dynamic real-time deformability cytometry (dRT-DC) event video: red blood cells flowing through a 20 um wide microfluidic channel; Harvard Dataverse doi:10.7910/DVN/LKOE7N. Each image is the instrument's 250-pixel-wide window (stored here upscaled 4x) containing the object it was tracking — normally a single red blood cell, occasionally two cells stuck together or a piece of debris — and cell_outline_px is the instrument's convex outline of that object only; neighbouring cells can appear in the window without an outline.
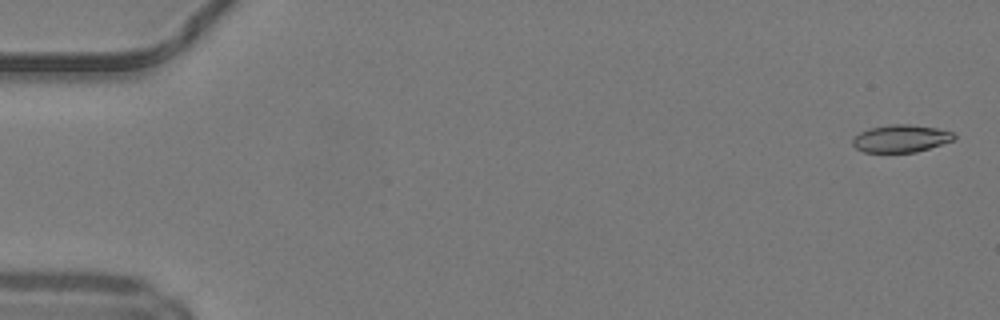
{"species": "common noctule bat (a hibernating species)", "species_latin": "Nyctalus noctula", "temperature_condition": "warm", "stored_images_in_passage": 50, "camera_frame_rate_fps": 3000, "um_per_image_px": 0.085, "animal": {"sex": "male", "body_mass_g": 19.2, "forearm_length_mm": 51.8}, "frame": {"image": 1, "passage_image": 2, "time_ms": 0.333, "image_size_px": [1000, 320], "cell_outline_px": [[956, 136], [952, 140], [916, 152], [864, 152], [856, 148], [852, 144], [852, 140], [860, 132], [868, 128], [892, 124], [908, 124], [936, 128], [952, 132]], "centroid_in_image_um": [76.54, 11.77], "position_along_channel_um": 8.5, "area_um2": 16.01}}
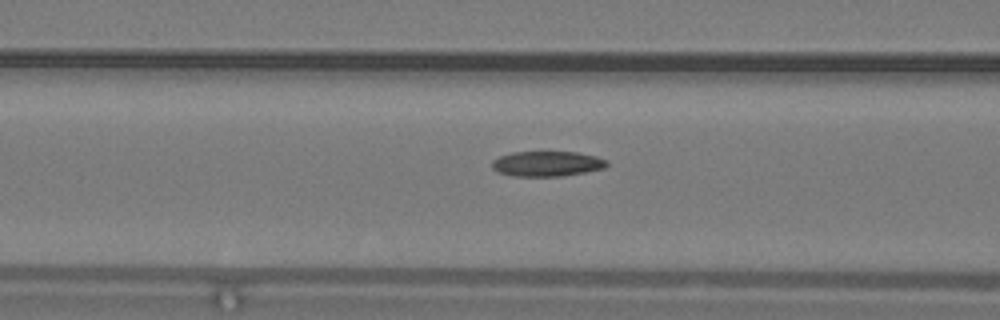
{"frame": {"image": 2, "passage_image": 21, "time_ms": 6.667, "image_size_px": [1000, 320], "cell_outline_px": [[608, 164], [604, 168], [584, 172], [560, 176], [512, 176], [496, 172], [492, 168], [492, 160], [500, 156], [512, 152], [576, 152], [596, 156], [608, 160]], "centroid_in_image_um": [46.47, 13.92], "position_along_channel_um": 120.1, "area_um2": 16.88}}
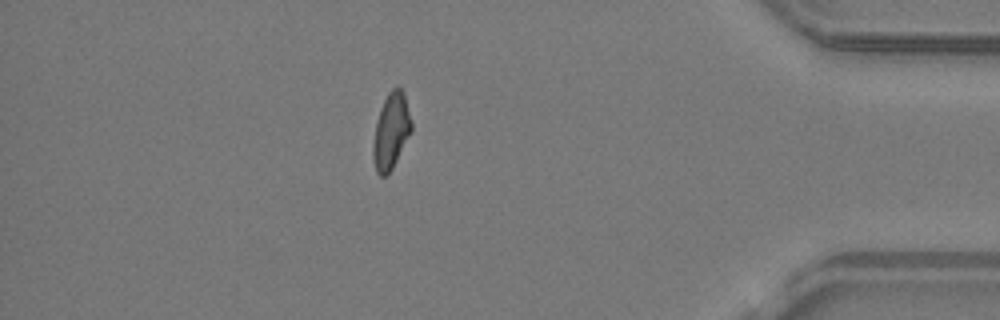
{"frame": {"image": 3, "passage_image": 44, "time_ms": 14.333, "image_size_px": [1000, 320], "cell_outline_px": [[412, 132], [392, 168], [384, 176], [380, 176], [376, 172], [372, 160], [372, 144], [376, 124], [380, 108], [388, 92], [396, 84], [404, 92], [412, 124]], "centroid_in_image_um": [33.23, 11.13], "position_along_channel_um": 402.0, "area_um2": 17.11}, "authors_computed_cell_mechanics": {"area_um2": 16.9065, "velocity_mm_per_s": 4.2084, "shape_relaxation_time_tau1_ms": null, "shape_relaxation_time_tau2_ms": 7.2765, "deformation_change_tau1": null, "deformation_change_tau2": 0.1465}}